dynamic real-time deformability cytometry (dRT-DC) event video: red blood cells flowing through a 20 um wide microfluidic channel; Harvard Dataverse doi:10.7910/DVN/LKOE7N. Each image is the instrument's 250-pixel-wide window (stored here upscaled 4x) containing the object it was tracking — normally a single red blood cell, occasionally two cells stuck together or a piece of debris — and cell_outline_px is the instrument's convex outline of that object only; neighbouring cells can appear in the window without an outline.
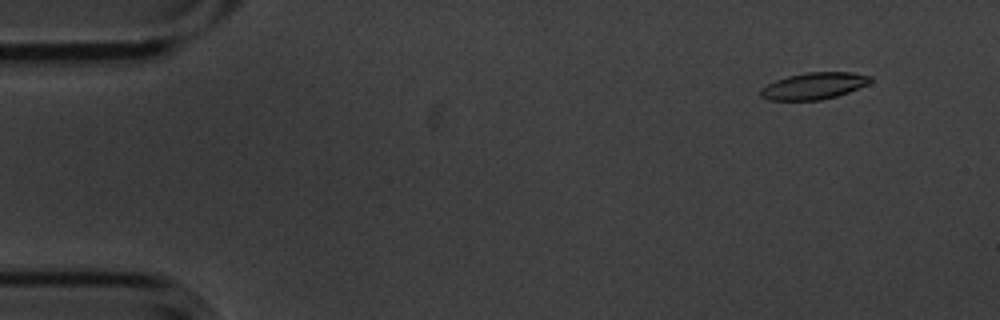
{"species": "common noctule bat (a hibernating species)", "species_latin": "Nyctalus noctula", "temperature_condition": "cold", "stored_images_in_passage": 5, "camera_frame_rate_fps": 3000, "um_per_image_px": 0.085, "animal": {"sex": "male", "body_mass_g": 20.1, "forearm_length_mm": 53.5}, "frame": {"image": 1, "passage_image": 2, "time_ms": 0.333, "image_size_px": [1000, 320], "cell_outline_px": [[872, 80], [868, 84], [848, 92], [836, 96], [820, 100], [768, 100], [760, 96], [760, 88], [776, 80], [788, 76], [804, 72], [852, 72], [872, 76]], "centroid_in_image_um": [69.18, 7.29], "position_along_channel_um": 15.8, "area_um2": 17.11}}
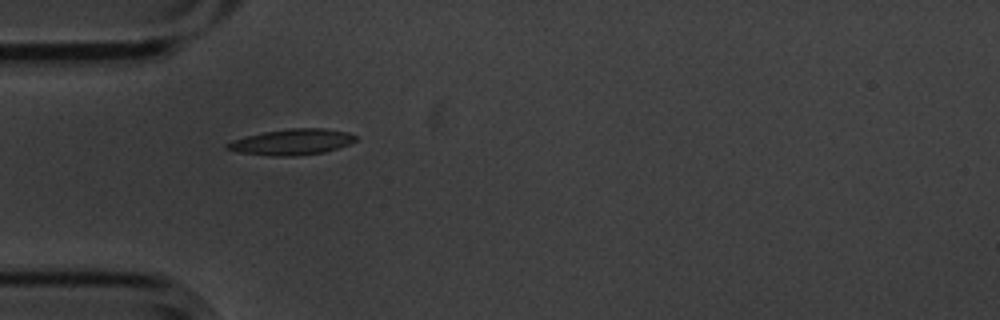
{"frame": {"image": 2, "passage_image": 5, "time_ms": 1.333, "image_size_px": [1000, 320], "cell_outline_px": [[356, 140], [348, 144], [324, 152], [296, 156], [276, 156], [236, 152], [224, 148], [224, 144], [232, 140], [264, 132], [288, 128], [324, 128], [348, 132], [356, 136]], "centroid_in_image_um": [24.77, 12.07], "position_along_channel_um": 60.2, "area_um2": 19.31}}